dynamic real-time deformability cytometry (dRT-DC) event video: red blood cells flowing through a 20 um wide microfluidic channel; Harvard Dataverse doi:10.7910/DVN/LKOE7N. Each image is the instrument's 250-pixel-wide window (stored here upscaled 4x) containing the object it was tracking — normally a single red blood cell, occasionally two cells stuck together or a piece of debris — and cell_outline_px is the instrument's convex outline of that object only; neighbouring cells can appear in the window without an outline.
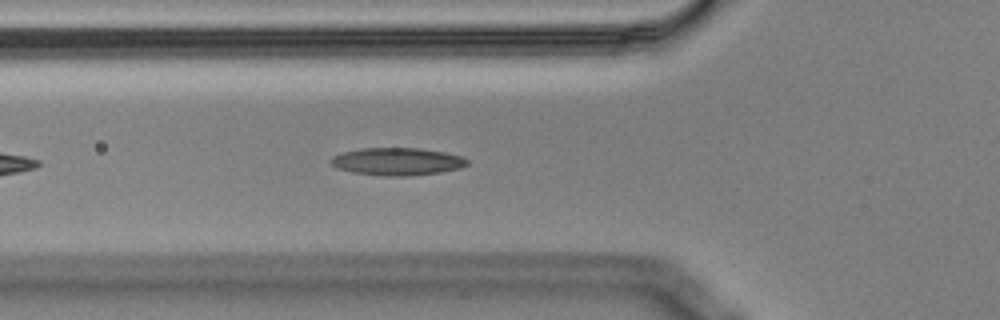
{"species": "Egyptian fruit bat (a non-hibernating species)", "species_latin": "Rousettus aegyptiacus", "temperature_condition": "cold", "stored_images_in_passage": 4, "camera_frame_rate_fps": 3000, "um_per_image_px": 0.085, "animal": {"sex": "male"}, "frame": {"image": 1, "passage_image": 3, "time_ms": 0.667, "image_size_px": [1000, 320], "cell_outline_px": [[468, 164], [460, 168], [440, 172], [404, 176], [388, 176], [352, 172], [336, 168], [328, 160], [332, 156], [344, 152], [360, 148], [416, 148], [444, 152], [460, 156], [468, 160]], "centroid_in_image_um": [33.73, 13.72], "position_along_channel_um": 92.1, "area_um2": 21.73}}